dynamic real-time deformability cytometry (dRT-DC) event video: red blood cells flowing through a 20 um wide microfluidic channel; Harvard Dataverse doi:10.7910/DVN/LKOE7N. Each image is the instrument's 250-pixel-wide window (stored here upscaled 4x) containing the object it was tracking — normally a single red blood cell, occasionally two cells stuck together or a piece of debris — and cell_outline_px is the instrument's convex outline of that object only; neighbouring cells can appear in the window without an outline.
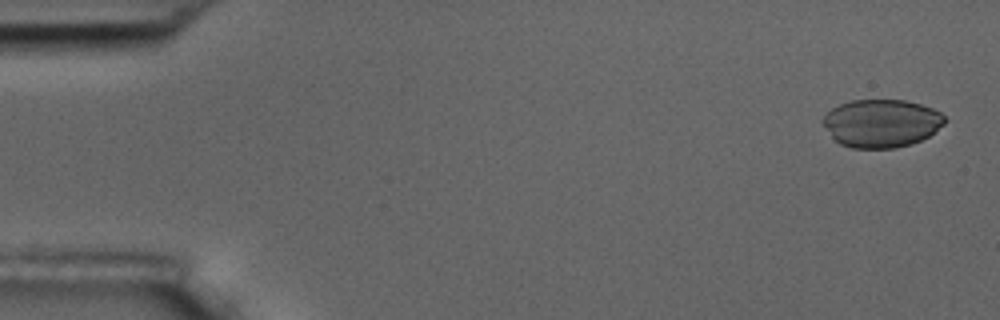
{"species": "common noctule bat (a hibernating species)", "species_latin": "Nyctalus noctula", "temperature_condition": "room temperature", "stored_images_in_passage": 5, "camera_frame_rate_fps": 3000, "um_per_image_px": 0.085, "animal": {"sex": "male", "body_mass_g": 17.5, "forearm_length_mm": 52.3}, "frame": {"image": 1, "passage_image": 1, "time_ms": 0.0, "image_size_px": [1000, 320], "cell_outline_px": [[948, 120], [944, 124], [928, 136], [912, 144], [896, 148], [852, 148], [840, 144], [832, 136], [820, 120], [832, 108], [840, 104], [852, 100], [904, 100], [920, 104], [932, 108], [940, 112]], "centroid_in_image_um": [74.93, 10.48], "position_along_channel_um": 10.1, "area_um2": 34.04}}